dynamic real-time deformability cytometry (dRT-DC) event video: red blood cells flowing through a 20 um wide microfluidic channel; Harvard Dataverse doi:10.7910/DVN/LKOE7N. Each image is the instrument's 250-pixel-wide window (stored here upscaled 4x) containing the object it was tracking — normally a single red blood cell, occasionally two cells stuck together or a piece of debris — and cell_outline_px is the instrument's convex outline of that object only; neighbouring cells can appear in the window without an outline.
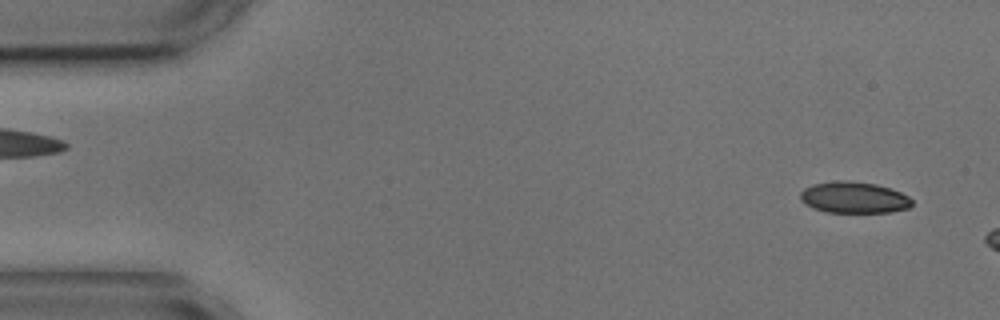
{"species": "common noctule bat (a hibernating species)", "species_latin": "Nyctalus noctula", "temperature_condition": "cold", "stored_images_in_passage": 8, "camera_frame_rate_fps": 3000, "um_per_image_px": 0.085, "animal": {"sex": "male", "body_mass_g": 17.9, "forearm_length_mm": 54.2}, "frame": {"image": 1, "passage_image": 2, "time_ms": 0.333, "image_size_px": [1000, 320], "cell_outline_px": [[912, 204], [908, 208], [892, 212], [824, 212], [812, 208], [804, 204], [800, 200], [800, 192], [804, 188], [812, 184], [836, 180], [848, 180], [876, 184], [892, 188], [908, 196], [912, 200]], "centroid_in_image_um": [72.55, 16.78], "position_along_channel_um": 12.4, "area_um2": 20.69}}